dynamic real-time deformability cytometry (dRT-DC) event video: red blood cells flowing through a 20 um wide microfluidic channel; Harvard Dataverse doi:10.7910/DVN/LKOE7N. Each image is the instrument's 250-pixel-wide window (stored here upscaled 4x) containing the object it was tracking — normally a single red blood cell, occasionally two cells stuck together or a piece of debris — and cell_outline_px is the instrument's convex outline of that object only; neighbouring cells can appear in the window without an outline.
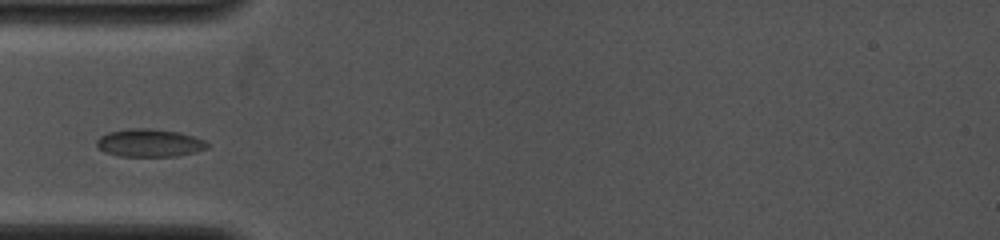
{"species": "common noctule bat (a hibernating species)", "species_latin": "Nyctalus noctula", "temperature_condition": "cold", "stored_images_in_passage": 71, "camera_frame_rate_fps": 4000, "um_per_image_px": 0.085, "animal": {"sex": "female", "body_mass_g": 19.0, "forearm_length_mm": 53.3}, "frame": {"image": 1, "passage_image": 1, "time_ms": 0.0, "image_size_px": [1000, 240], "cell_outline_px": [[208, 148], [196, 152], [176, 156], [120, 156], [104, 152], [96, 144], [96, 140], [100, 136], [108, 132], [128, 128], [148, 128], [180, 132], [204, 140], [208, 144]], "centroid_in_image_um": [12.69, 12.14], "position_along_channel_um": 72.3, "area_um2": 17.98}}
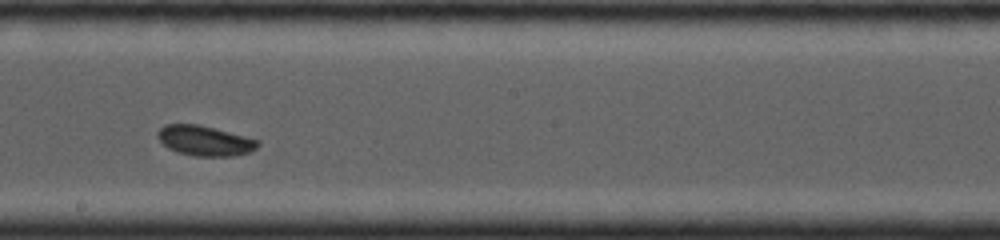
{"frame": {"image": 2, "passage_image": 30, "time_ms": 3.75, "image_size_px": [1000, 240], "cell_outline_px": [[260, 144], [256, 148], [248, 152], [232, 156], [196, 156], [176, 152], [168, 148], [156, 136], [156, 132], [164, 124], [200, 124], [260, 140]], "centroid_in_image_um": [17.39, 11.95], "position_along_channel_um": 230.8, "area_um2": 17.63}}
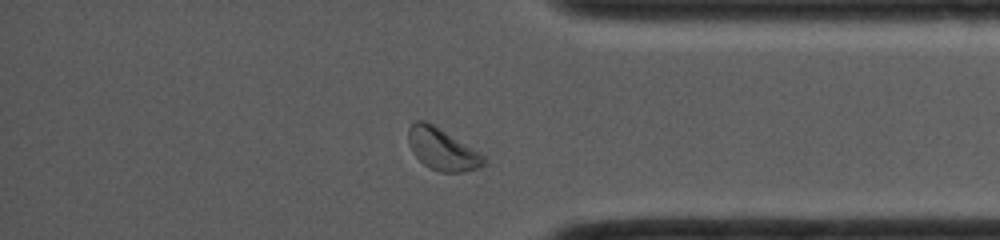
{"frame": {"image": 3, "passage_image": 60, "time_ms": 7.75, "image_size_px": [1000, 240], "cell_outline_px": [[488, 164], [480, 168], [464, 172], [440, 172], [428, 168], [412, 152], [408, 140], [408, 128], [416, 120], [424, 120], [440, 128], [480, 152], [484, 156]], "centroid_in_image_um": [37.62, 12.7], "position_along_channel_um": 397.6, "area_um2": 18.55}}